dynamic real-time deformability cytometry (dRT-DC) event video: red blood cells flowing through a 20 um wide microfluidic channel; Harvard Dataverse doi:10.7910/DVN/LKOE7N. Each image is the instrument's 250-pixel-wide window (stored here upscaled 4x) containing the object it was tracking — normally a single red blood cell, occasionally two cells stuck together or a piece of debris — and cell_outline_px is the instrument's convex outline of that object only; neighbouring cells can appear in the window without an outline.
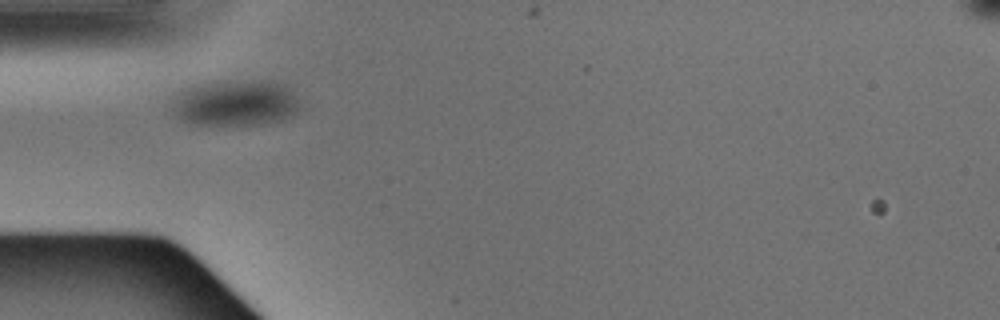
{"species": "Egyptian fruit bat (a non-hibernating species)", "species_latin": "Rousettus aegyptiacus", "temperature_condition": "warm", "stored_images_in_passage": 1, "camera_frame_rate_fps": 3000, "um_per_image_px": 0.085, "animal": {"sex": "male"}, "frame": {"image": 1, "passage_image": 1, "time_ms": 0.0, "image_size_px": [1000, 320], "cell_outline_px": [[304, 108], [284, 120], [260, 124], [192, 124], [180, 120], [176, 116], [172, 108], [184, 92], [192, 88], [224, 84], [280, 84], [288, 88], [292, 92]], "centroid_in_image_um": [20.13, 8.87], "position_along_channel_um": 64.9, "area_um2": 31.79}}